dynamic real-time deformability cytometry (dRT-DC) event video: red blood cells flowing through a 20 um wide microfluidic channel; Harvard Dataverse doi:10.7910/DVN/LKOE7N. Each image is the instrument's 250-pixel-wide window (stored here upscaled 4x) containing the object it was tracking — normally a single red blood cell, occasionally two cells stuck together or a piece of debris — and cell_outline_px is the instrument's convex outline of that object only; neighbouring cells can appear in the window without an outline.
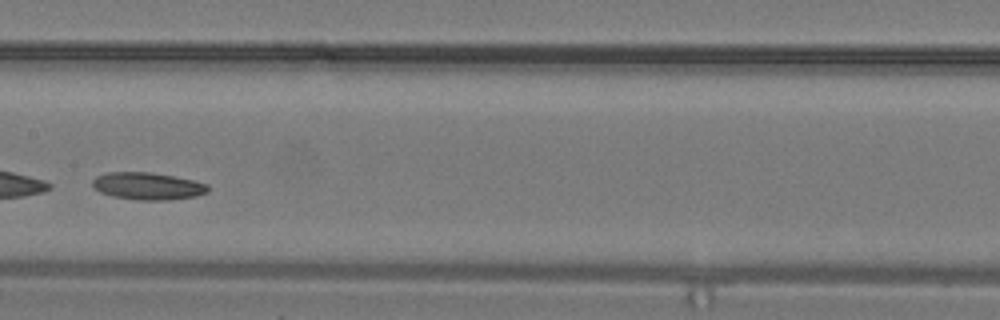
{"species": "common noctule bat (a hibernating species)", "species_latin": "Nyctalus noctula", "temperature_condition": "warm", "stored_images_in_passage": 12, "camera_frame_rate_fps": 3000, "um_per_image_px": 0.085, "animal": {"sex": "male", "body_mass_g": 19.2, "forearm_length_mm": 51.8}, "frame": {"image": 1, "passage_image": 7, "time_ms": 2.0, "image_size_px": [1000, 320], "cell_outline_px": [[208, 192], [196, 196], [168, 200], [140, 200], [112, 196], [100, 192], [92, 184], [92, 180], [96, 176], [108, 172], [152, 172], [196, 180], [208, 184]], "centroid_in_image_um": [12.58, 15.81], "position_along_channel_um": 194.8, "area_um2": 18.44}}
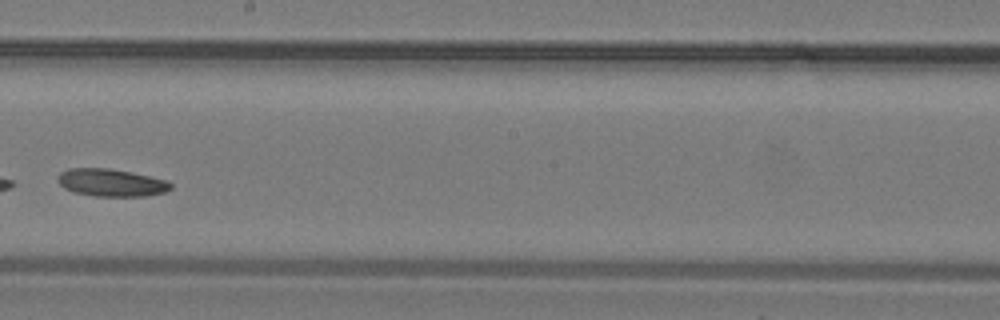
{"frame": {"image": 2, "passage_image": 9, "time_ms": 2.667, "image_size_px": [1000, 320], "cell_outline_px": [[172, 188], [164, 192], [148, 196], [96, 196], [72, 192], [64, 188], [60, 184], [60, 172], [68, 168], [108, 168], [148, 176], [164, 180], [172, 184]], "centroid_in_image_um": [9.44, 15.53], "position_along_channel_um": 238.8, "area_um2": 17.86}}